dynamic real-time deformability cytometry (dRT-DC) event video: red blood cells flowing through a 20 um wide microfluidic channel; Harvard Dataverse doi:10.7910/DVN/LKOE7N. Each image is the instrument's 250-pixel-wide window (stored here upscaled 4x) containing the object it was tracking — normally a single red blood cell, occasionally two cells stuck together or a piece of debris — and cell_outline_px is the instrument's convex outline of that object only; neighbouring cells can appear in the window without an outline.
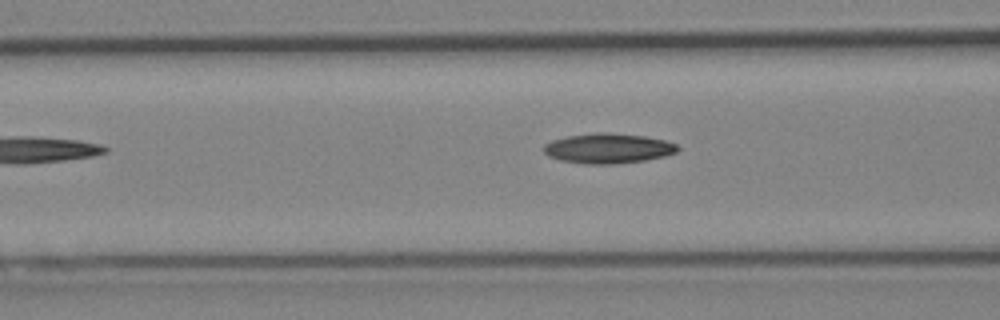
{"species": "Egyptian fruit bat (a non-hibernating species)", "species_latin": "Rousettus aegyptiacus", "temperature_condition": "cold", "stored_images_in_passage": 5, "segment_of_instrument_passage": [2, 2], "camera_frame_rate_fps": 3000, "um_per_image_px": 0.085, "animal": {"sex": "female"}, "frame": {"image": 1, "passage_image": 5, "time_ms": 1.333, "image_size_px": [1000, 320], "cell_outline_px": [[680, 148], [676, 152], [664, 156], [644, 160], [612, 164], [584, 164], [560, 160], [548, 156], [544, 152], [544, 144], [552, 140], [568, 136], [596, 132], [608, 132], [644, 136], [664, 140], [676, 144]], "centroid_in_image_um": [51.67, 12.61], "position_along_channel_um": 114.9, "area_um2": 23.35}}